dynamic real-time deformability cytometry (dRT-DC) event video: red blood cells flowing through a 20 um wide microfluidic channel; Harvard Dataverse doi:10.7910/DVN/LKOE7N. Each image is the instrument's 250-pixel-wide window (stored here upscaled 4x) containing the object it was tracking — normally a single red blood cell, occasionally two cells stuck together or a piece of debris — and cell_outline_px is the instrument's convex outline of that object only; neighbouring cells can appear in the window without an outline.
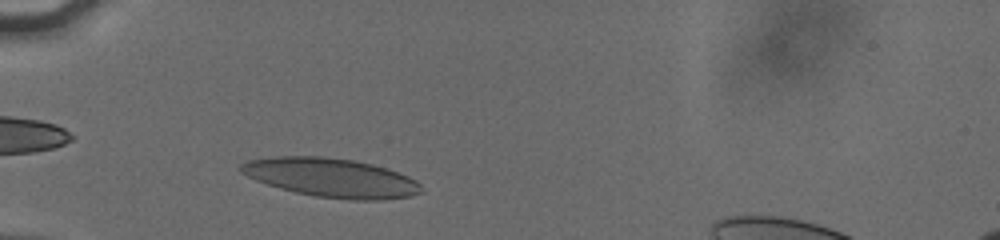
{"species": "human", "species_latin": "Homo sapiens", "temperature_condition": "cold", "stored_images_in_passage": 34, "camera_frame_rate_fps": 3000, "um_per_image_px": 0.085, "donor": {"sex": "male"}, "frame": {"image": 1, "passage_image": 2, "time_ms": 0.333, "image_size_px": [1000, 240], "cell_outline_px": [[424, 192], [412, 196], [384, 200], [352, 200], [316, 196], [296, 192], [280, 188], [256, 180], [240, 172], [240, 164], [248, 160], [272, 156], [324, 156], [352, 160], [372, 164], [408, 176], [416, 180], [420, 184]], "centroid_in_image_um": [28.16, 15.1], "position_along_channel_um": 56.8, "area_um2": 40.92}}
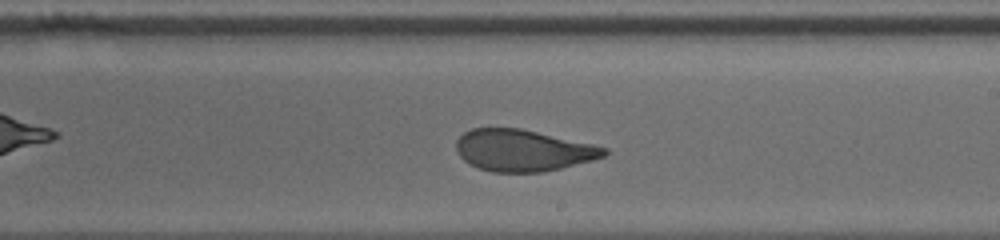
{"frame": {"image": 2, "passage_image": 17, "time_ms": 5.667, "image_size_px": [1000, 240], "cell_outline_px": [[608, 152], [604, 156], [592, 160], [544, 172], [492, 172], [480, 168], [464, 160], [460, 156], [456, 148], [456, 140], [464, 132], [472, 128], [520, 128], [592, 144], [608, 148]], "centroid_in_image_um": [44.44, 12.78], "position_along_channel_um": 244.6, "area_um2": 35.6}}
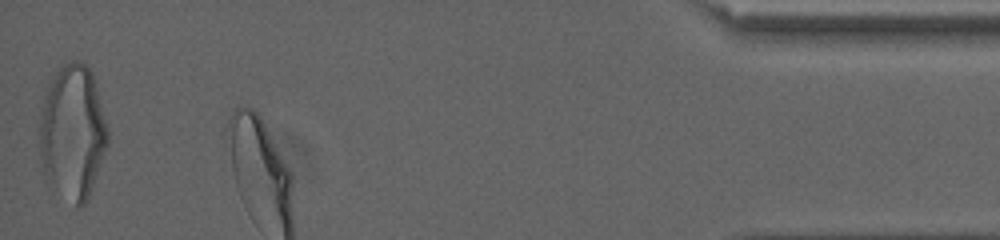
{"frame": {"image": 3, "passage_image": 34, "time_ms": 11.333, "image_size_px": [1000, 240], "cell_outline_px": [[108, 144], [88, 200], [80, 208], [76, 208], [48, 184], [44, 172], [40, 156], [36, 132], [40, 108], [44, 96], [56, 72], [64, 64], [72, 60], [80, 60], [92, 72], [108, 128]], "centroid_in_image_um": [6.14, 11.29], "position_along_channel_um": 429.1, "area_um2": 54.39}, "authors_computed_cell_mechanics": {"area_um2": 37.5411, "velocity_mm_per_s": 3.8071, "shape_relaxation_time_tau1_ms": 6.9142, "shape_relaxation_time_tau2_ms": 1.3689, "deformation_change_tau1": 0.2341, "deformation_change_tau2": 0.0825}}